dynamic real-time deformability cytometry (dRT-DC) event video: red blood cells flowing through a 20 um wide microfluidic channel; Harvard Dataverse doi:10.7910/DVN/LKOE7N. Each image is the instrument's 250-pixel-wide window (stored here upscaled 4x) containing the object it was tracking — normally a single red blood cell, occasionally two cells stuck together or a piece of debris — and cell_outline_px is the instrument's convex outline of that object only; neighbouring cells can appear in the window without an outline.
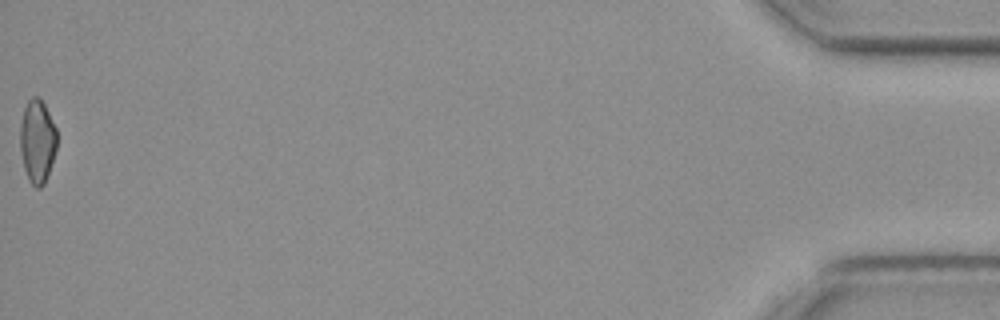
{"species": "common noctule bat (a hibernating species)", "species_latin": "Nyctalus noctula", "temperature_condition": "cold", "stored_images_in_passage": 63, "camera_frame_rate_fps": 3000, "um_per_image_px": 0.085, "animal": {"sex": "female", "body_mass_g": 19.3, "forearm_length_mm": 54.1}, "frame": {"image": 1, "passage_image": 63, "time_ms": 20.667, "image_size_px": [1000, 320], "cell_outline_px": [[56, 152], [44, 184], [40, 188], [36, 188], [28, 180], [24, 168], [20, 148], [20, 124], [24, 108], [28, 100], [32, 96], [40, 96], [56, 128]], "centroid_in_image_um": [3.16, 12.0], "position_along_channel_um": 432.0, "area_um2": 17.92}}